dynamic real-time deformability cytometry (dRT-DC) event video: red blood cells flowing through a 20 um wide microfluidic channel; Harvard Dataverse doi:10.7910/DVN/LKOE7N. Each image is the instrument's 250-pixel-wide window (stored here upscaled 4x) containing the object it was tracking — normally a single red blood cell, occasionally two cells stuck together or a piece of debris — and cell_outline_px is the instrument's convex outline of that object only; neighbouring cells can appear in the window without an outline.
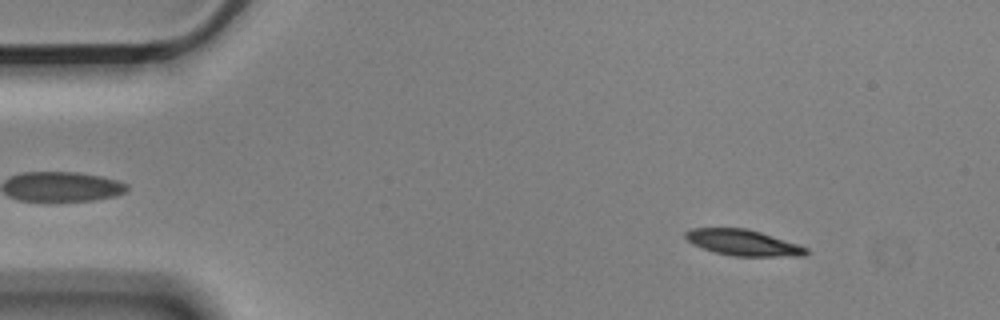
{"species": "Egyptian fruit bat (a non-hibernating species)", "species_latin": "Rousettus aegyptiacus", "temperature_condition": "cold", "stored_images_in_passage": 55, "camera_frame_rate_fps": 3000, "um_per_image_px": 0.085, "animal": {"sex": "male"}, "frame": {"image": 1, "passage_image": 6, "time_ms": 1.667, "image_size_px": [1000, 320], "cell_outline_px": [[808, 252], [804, 256], [732, 256], [716, 252], [692, 244], [684, 236], [684, 232], [692, 228], [748, 228], [800, 244], [808, 248]], "centroid_in_image_um": [63.19, 20.62], "position_along_channel_um": 21.8, "area_um2": 18.32}}
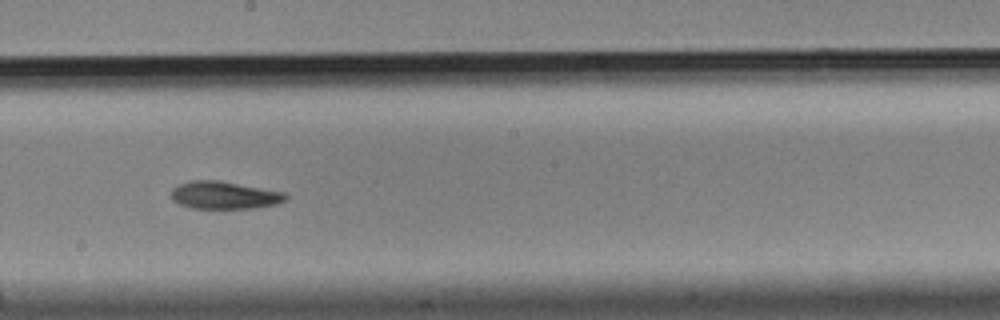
{"frame": {"image": 2, "passage_image": 30, "time_ms": 9.667, "image_size_px": [1000, 320], "cell_outline_px": [[288, 196], [284, 200], [276, 204], [256, 208], [192, 208], [180, 204], [172, 200], [172, 188], [176, 184], [192, 180], [216, 180], [284, 192]], "centroid_in_image_um": [19.03, 16.59], "position_along_channel_um": 229.2, "area_um2": 18.26}}
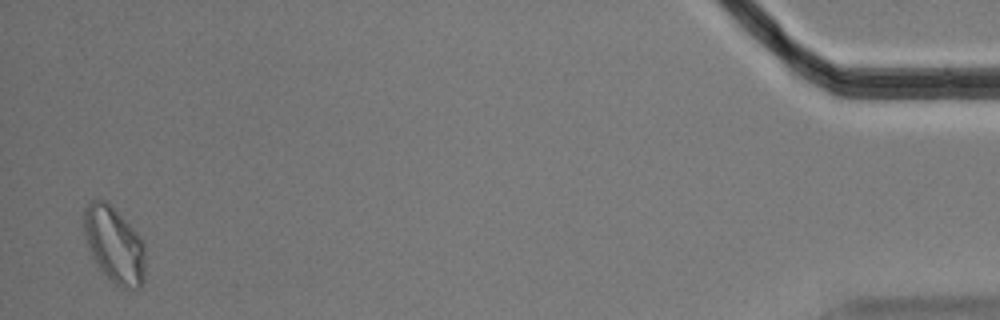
{"frame": {"image": 3, "passage_image": 54, "time_ms": 17.667, "image_size_px": [1000, 320], "cell_outline_px": [[144, 280], [140, 288], [128, 288], [116, 284], [100, 268], [92, 256], [84, 232], [84, 208], [88, 200], [104, 200], [140, 236], [144, 244]], "centroid_in_image_um": [9.71, 20.8], "position_along_channel_um": 425.5, "area_um2": 26.47}, "authors_computed_cell_mechanics": {"area_um2": 19.1318, "velocity_mm_per_s": 3.5429, "shape_relaxation_time_tau1_ms": 4.2767, "shape_relaxation_time_tau2_ms": 9.8569, "deformation_change_tau1": 0.1275, "deformation_change_tau2": 0.1431}}